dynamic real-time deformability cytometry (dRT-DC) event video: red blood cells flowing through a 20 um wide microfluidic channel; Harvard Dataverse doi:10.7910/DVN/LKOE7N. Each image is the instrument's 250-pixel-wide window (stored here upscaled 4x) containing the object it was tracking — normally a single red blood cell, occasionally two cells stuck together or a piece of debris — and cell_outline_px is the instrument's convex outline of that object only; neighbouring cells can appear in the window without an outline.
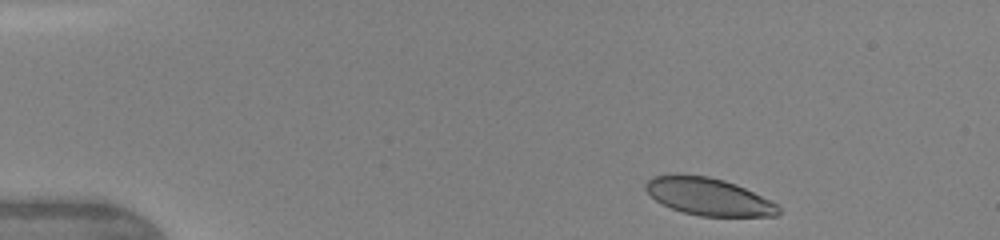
{"species": "human", "species_latin": "Homo sapiens", "temperature_condition": "warm", "stored_images_in_passage": 8, "camera_frame_rate_fps": 3000, "um_per_image_px": 0.085, "donor": {"sex": "female"}, "frame": {"image": 1, "passage_image": 1, "time_ms": 0.0, "image_size_px": [1000, 240], "cell_outline_px": [[780, 212], [776, 216], [700, 216], [684, 212], [672, 208], [656, 200], [644, 188], [644, 184], [652, 176], [676, 172], [708, 176], [724, 180], [736, 184], [776, 204], [780, 208]], "centroid_in_image_um": [60.16, 16.68], "position_along_channel_um": 24.8, "area_um2": 28.96}}